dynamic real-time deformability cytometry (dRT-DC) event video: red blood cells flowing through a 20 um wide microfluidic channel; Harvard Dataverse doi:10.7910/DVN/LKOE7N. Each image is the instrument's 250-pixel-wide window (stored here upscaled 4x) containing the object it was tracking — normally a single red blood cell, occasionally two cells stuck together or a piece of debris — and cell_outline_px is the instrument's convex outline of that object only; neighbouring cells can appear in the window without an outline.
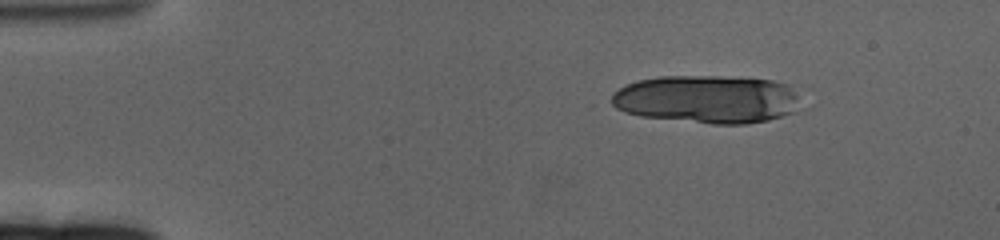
{"species": "human", "species_latin": "Homo sapiens", "temperature_condition": "cold", "stored_images_in_passage": 14, "camera_frame_rate_fps": 3000, "um_per_image_px": 0.085, "donor": {"sex": "female"}, "frame": {"image": 1, "passage_image": 1, "time_ms": 0.0, "image_size_px": [1000, 240], "cell_outline_px": [[800, 108], [792, 112], [768, 120], [748, 124], [712, 124], [640, 116], [624, 112], [616, 108], [612, 104], [612, 92], [636, 80], [660, 76], [716, 76], [772, 80], [788, 84], [796, 92], [800, 104]], "centroid_in_image_um": [60.1, 8.43], "position_along_channel_um": 24.9, "area_um2": 53.23}}